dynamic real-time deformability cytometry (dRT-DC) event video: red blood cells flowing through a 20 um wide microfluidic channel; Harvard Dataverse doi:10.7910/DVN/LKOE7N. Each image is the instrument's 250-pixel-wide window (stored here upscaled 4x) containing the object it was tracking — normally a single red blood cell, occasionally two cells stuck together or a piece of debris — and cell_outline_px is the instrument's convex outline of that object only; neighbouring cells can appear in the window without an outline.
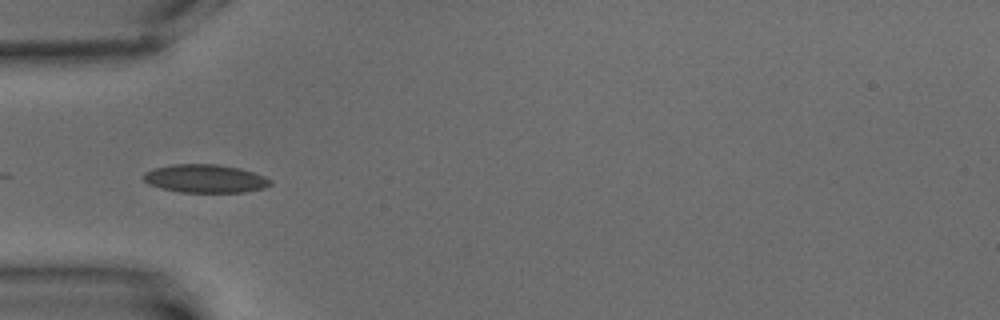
{"species": "common noctule bat (a hibernating species)", "species_latin": "Nyctalus noctula", "temperature_condition": "warm", "stored_images_in_passage": 6, "camera_frame_rate_fps": 3000, "um_per_image_px": 0.085, "animal": {"sex": "male", "body_mass_g": 15.6}, "frame": {"image": 1, "passage_image": 5, "time_ms": 4.667, "image_size_px": [1000, 320], "cell_outline_px": [[272, 184], [264, 188], [244, 192], [180, 192], [160, 188], [148, 184], [140, 176], [144, 172], [152, 168], [172, 164], [216, 164], [240, 168], [264, 176], [272, 180]], "centroid_in_image_um": [17.4, 15.18], "position_along_channel_um": 67.6, "area_um2": 21.1}}
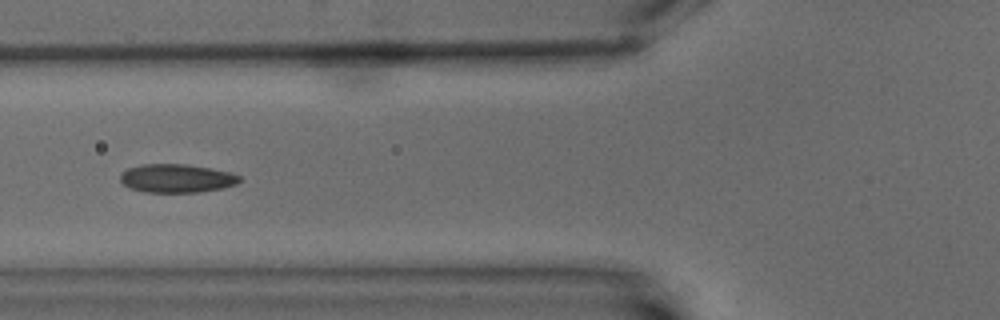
{"frame": {"image": 2, "passage_image": 6, "time_ms": 6.0, "image_size_px": [1000, 320], "cell_outline_px": [[240, 180], [236, 184], [224, 188], [196, 192], [144, 192], [132, 188], [124, 184], [120, 180], [120, 172], [128, 168], [140, 164], [184, 164], [212, 168], [232, 172], [240, 176]], "centroid_in_image_um": [15.02, 15.15], "position_along_channel_um": 110.8, "area_um2": 19.88}}